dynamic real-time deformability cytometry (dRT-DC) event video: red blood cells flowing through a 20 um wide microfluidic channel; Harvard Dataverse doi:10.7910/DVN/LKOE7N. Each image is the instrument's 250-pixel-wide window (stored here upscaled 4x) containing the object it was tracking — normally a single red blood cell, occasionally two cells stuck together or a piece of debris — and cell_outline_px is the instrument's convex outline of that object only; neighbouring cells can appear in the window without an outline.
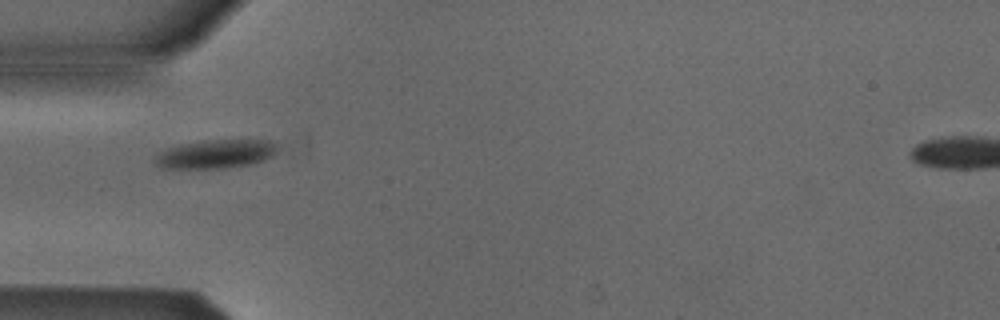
{"species": "Egyptian fruit bat (a non-hibernating species)", "species_latin": "Rousettus aegyptiacus", "temperature_condition": "cold", "stored_images_in_passage": 37, "camera_frame_rate_fps": 3000, "um_per_image_px": 0.085, "animal": {"sex": "male"}, "frame": {"image": 1, "passage_image": 1, "time_ms": 0.0, "image_size_px": [1000, 320], "cell_outline_px": [[280, 148], [272, 156], [264, 160], [252, 164], [224, 168], [160, 168], [152, 160], [160, 152], [168, 148], [180, 144], [204, 140], [276, 140]], "centroid_in_image_um": [18.38, 13.08], "position_along_channel_um": 66.6, "area_um2": 20.75}}
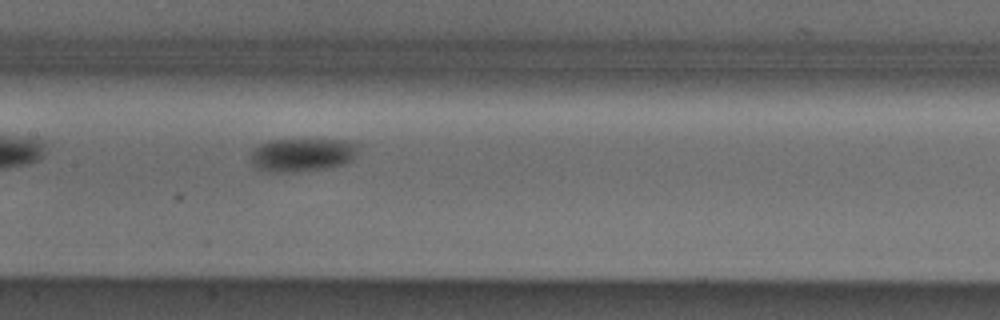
{"frame": {"image": 2, "passage_image": 10, "time_ms": 3.0, "image_size_px": [1000, 320], "cell_outline_px": [[356, 152], [352, 160], [340, 164], [324, 168], [292, 172], [272, 172], [260, 168], [252, 164], [252, 152], [260, 144], [268, 140], [352, 140], [356, 144]], "centroid_in_image_um": [25.69, 13.14], "position_along_channel_um": 181.7, "area_um2": 20.4}}
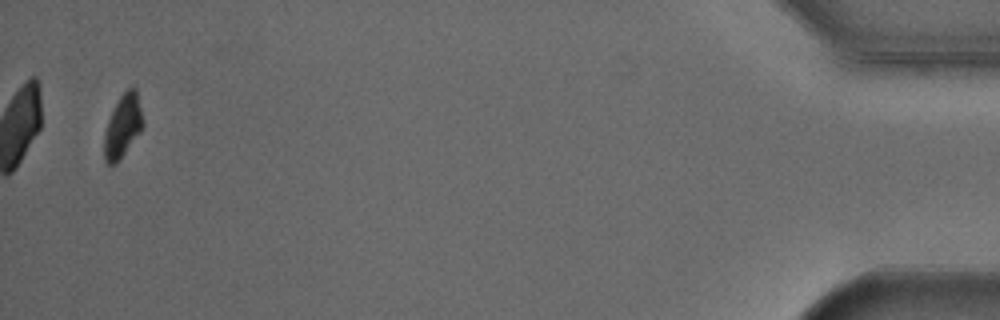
{"frame": {"image": 3, "passage_image": 36, "time_ms": 11.667, "image_size_px": [1000, 320], "cell_outline_px": [[144, 128], [116, 164], [108, 164], [104, 160], [104, 132], [108, 120], [120, 96], [128, 88], [136, 88], [144, 120]], "centroid_in_image_um": [10.46, 10.73], "position_along_channel_um": 424.7, "area_um2": 14.28}, "authors_computed_cell_mechanics": {"area_um2": 19.363, "velocity_mm_per_s": 3.8467, "shape_relaxation_time_tau1_ms": 1.4155, "shape_relaxation_time_tau2_ms": null, "deformation_change_tau1": 0.0891, "deformation_change_tau2": null}}